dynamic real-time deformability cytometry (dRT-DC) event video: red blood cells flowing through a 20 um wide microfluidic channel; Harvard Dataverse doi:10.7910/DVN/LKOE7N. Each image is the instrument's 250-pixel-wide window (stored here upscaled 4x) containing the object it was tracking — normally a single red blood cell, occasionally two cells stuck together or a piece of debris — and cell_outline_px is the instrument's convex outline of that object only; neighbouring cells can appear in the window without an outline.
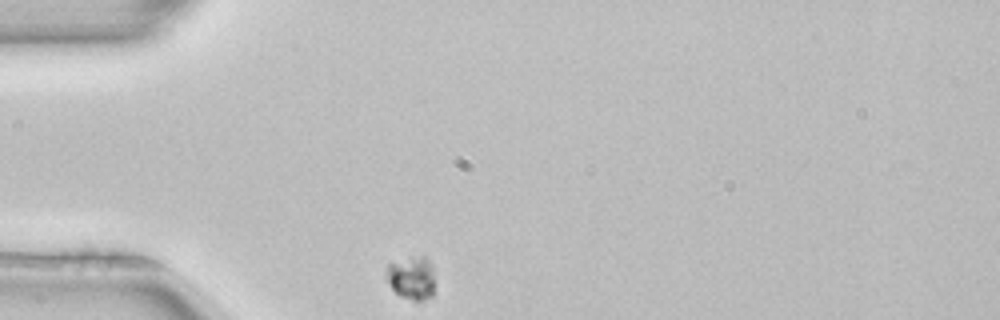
{"species": "common noctule bat (a hibernating species)", "species_latin": "Nyctalus noctula", "temperature_condition": "room temperature", "stored_images_in_passage": 33, "camera_frame_rate_fps": 3000, "um_per_image_px": 0.085, "animal": {"sex": "female", "body_mass_g": 22.7, "forearm_length_mm": 54.2}, "frame": {"image": 1, "passage_image": 1, "time_ms": 0.0, "image_size_px": [1000, 320], "cell_outline_px": [[432, 296], [424, 300], [412, 300], [400, 296], [392, 288], [384, 276], [384, 272], [388, 264], [408, 256], [424, 256], [432, 264]], "centroid_in_image_um": [34.93, 23.59], "position_along_channel_um": 50.1, "area_um2": 12.31}}
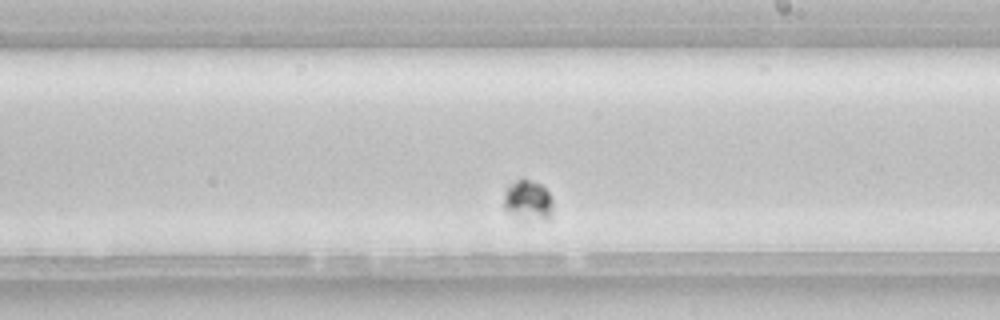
{"frame": {"image": 2, "passage_image": 19, "time_ms": 6.0, "image_size_px": [1000, 320], "cell_outline_px": [[552, 216], [548, 220], [544, 220], [508, 212], [504, 208], [504, 196], [508, 184], [516, 180], [528, 180], [540, 184], [548, 192], [552, 200]], "centroid_in_image_um": [44.9, 16.99], "position_along_channel_um": 244.1, "area_um2": 10.98}}